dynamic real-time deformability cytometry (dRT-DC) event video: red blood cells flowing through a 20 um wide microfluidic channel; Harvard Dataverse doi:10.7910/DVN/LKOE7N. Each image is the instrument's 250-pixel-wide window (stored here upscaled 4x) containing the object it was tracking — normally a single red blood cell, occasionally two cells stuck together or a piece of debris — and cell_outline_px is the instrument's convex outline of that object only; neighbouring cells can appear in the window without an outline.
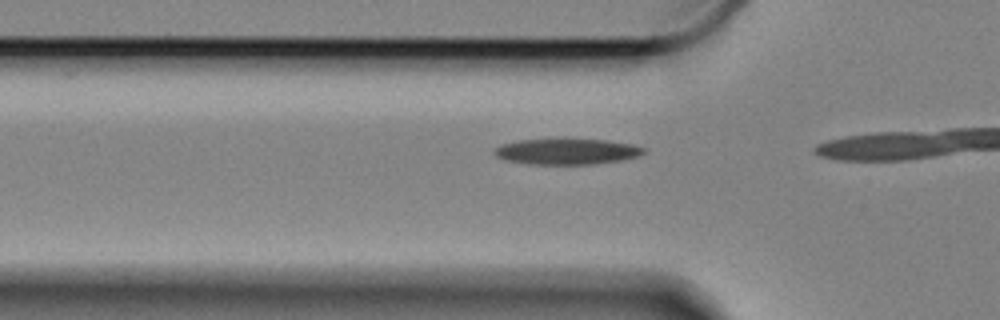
{"species": "Egyptian fruit bat (a non-hibernating species)", "species_latin": "Rousettus aegyptiacus", "temperature_condition": "cold", "stored_images_in_passage": 7, "camera_frame_rate_fps": 3000, "um_per_image_px": 0.085, "animal": {"sex": "female"}, "frame": {"image": 1, "passage_image": 5, "time_ms": 1.333, "image_size_px": [1000, 320], "cell_outline_px": [[644, 152], [636, 156], [620, 160], [592, 164], [528, 164], [504, 160], [496, 156], [492, 152], [500, 144], [516, 140], [564, 136], [604, 140], [632, 144], [644, 148]], "centroid_in_image_um": [48.08, 12.83], "position_along_channel_um": 77.7, "area_um2": 23.35}}